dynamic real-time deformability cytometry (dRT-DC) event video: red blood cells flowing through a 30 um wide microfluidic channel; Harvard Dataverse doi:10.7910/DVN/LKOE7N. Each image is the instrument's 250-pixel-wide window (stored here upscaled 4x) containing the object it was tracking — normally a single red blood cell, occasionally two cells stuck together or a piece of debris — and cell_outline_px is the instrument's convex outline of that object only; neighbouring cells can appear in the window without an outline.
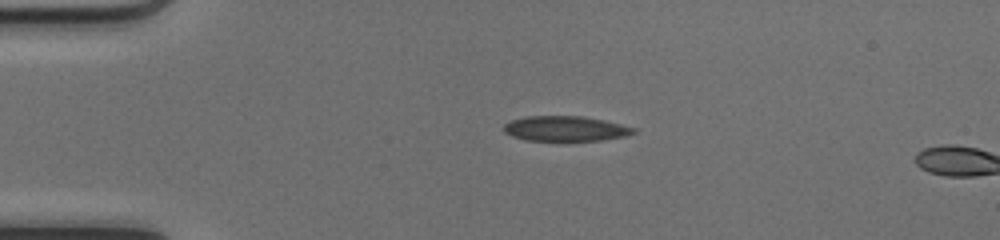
{"species": "common noctule bat (a hibernating species)", "species_latin": "Nyctalus noctula", "temperature_condition": "cold", "stored_images_in_passage": 3, "camera_frame_rate_fps": 3000, "um_per_image_px": 0.085, "animal": {"sex": "female", "body_mass_g": 17.0, "forearm_length_mm": 48.0}, "frame": {"image": 1, "passage_image": 1, "time_ms": 0.0, "image_size_px": [1000, 240], "cell_outline_px": [[636, 132], [628, 136], [600, 140], [524, 140], [512, 136], [504, 132], [504, 124], [512, 120], [528, 116], [584, 116], [604, 120], [636, 128]], "centroid_in_image_um": [48.08, 10.93], "position_along_channel_um": 36.9, "area_um2": 18.9}}